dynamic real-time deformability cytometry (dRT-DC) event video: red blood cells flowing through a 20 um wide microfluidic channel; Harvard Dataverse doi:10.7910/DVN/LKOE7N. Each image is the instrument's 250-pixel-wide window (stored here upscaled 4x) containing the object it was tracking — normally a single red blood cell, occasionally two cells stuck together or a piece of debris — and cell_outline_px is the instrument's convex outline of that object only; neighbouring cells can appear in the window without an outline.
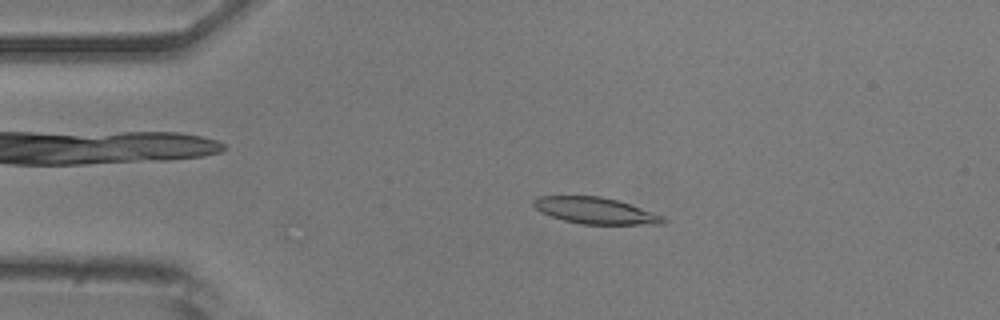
{"species": "common noctule bat (a hibernating species)", "species_latin": "Nyctalus noctula", "temperature_condition": "room temperature", "stored_images_in_passage": 2, "camera_frame_rate_fps": 3000, "um_per_image_px": 0.085, "animal": {"sex": "male", "body_mass_g": 20.5, "forearm_length_mm": 52.5}, "frame": {"image": 1, "passage_image": 1, "time_ms": 0.0, "image_size_px": [1000, 320], "cell_outline_px": [[668, 220], [664, 224], [580, 224], [564, 220], [540, 212], [532, 204], [532, 200], [540, 196], [600, 196], [616, 200], [664, 216]], "centroid_in_image_um": [50.6, 17.91], "position_along_channel_um": 34.4, "area_um2": 19.77}}